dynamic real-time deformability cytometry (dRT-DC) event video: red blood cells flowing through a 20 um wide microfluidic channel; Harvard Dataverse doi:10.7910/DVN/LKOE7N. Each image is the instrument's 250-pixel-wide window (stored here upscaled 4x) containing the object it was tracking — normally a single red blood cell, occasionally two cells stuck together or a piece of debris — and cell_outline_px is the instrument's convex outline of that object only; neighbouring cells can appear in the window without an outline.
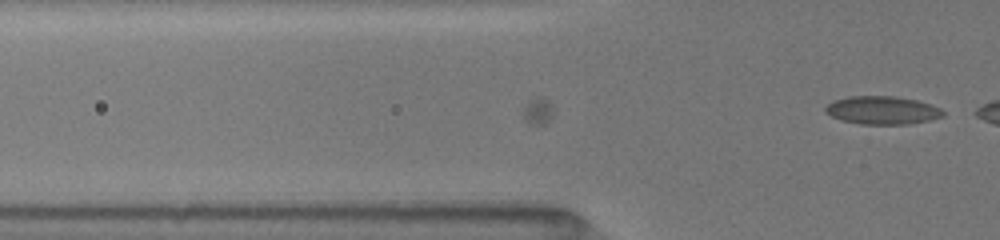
{"species": "common noctule bat (a hibernating species)", "species_latin": "Nyctalus noctula", "temperature_condition": "room temperature", "stored_images_in_passage": 37, "camera_frame_rate_fps": 3000, "um_per_image_px": 0.085, "animal": {"sex": "female", "body_mass_g": 19.5, "forearm_length_mm": 54.1}, "frame": {"image": 1, "passage_image": 37, "time_ms": 7.333, "image_size_px": [1000, 240], "cell_outline_px": [[944, 116], [928, 120], [908, 124], [860, 124], [840, 120], [824, 112], [824, 108], [832, 100], [848, 96], [896, 96], [916, 100], [940, 108], [944, 112]], "centroid_in_image_um": [74.94, 9.37], "position_along_channel_um": 50.9, "area_um2": 19.31}}